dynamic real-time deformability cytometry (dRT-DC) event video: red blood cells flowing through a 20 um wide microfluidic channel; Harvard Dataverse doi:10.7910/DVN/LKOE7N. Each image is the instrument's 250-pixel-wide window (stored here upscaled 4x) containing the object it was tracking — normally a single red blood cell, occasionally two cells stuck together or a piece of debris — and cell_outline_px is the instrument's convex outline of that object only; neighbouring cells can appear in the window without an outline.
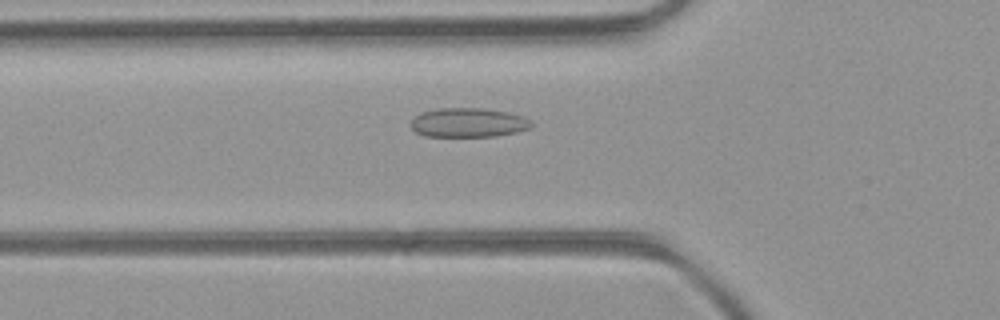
{"species": "common noctule bat (a hibernating species)", "species_latin": "Nyctalus noctula", "temperature_condition": "room temperature", "stored_images_in_passage": 48, "camera_frame_rate_fps": 3000, "um_per_image_px": 0.085, "animal": {"sex": "female", "body_mass_g": 21.9}, "frame": {"image": 1, "passage_image": 17, "time_ms": 5.333, "image_size_px": [1000, 320], "cell_outline_px": [[532, 128], [516, 132], [496, 136], [424, 136], [416, 132], [412, 128], [412, 120], [416, 116], [424, 112], [440, 108], [484, 108], [508, 112], [524, 116], [532, 120]], "centroid_in_image_um": [39.87, 10.42], "position_along_channel_um": 85.9, "area_um2": 20.52}}
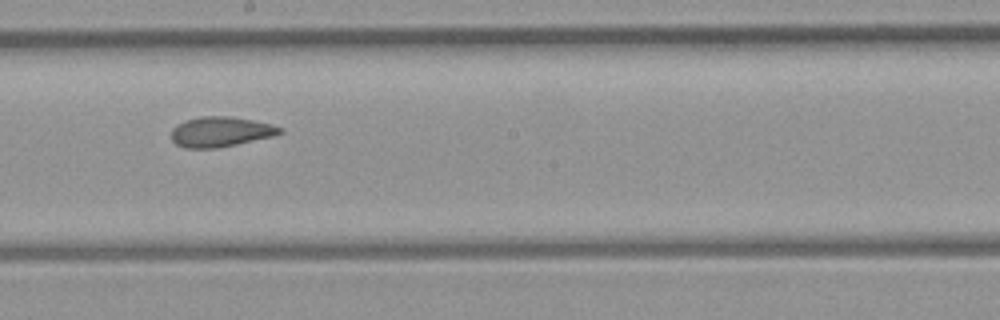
{"frame": {"image": 2, "passage_image": 27, "time_ms": 8.667, "image_size_px": [1000, 320], "cell_outline_px": [[284, 132], [276, 136], [216, 148], [184, 148], [176, 144], [172, 140], [172, 128], [176, 124], [200, 116], [228, 116], [252, 120], [272, 124], [284, 128]], "centroid_in_image_um": [18.79, 11.2], "position_along_channel_um": 229.4, "area_um2": 19.13}}
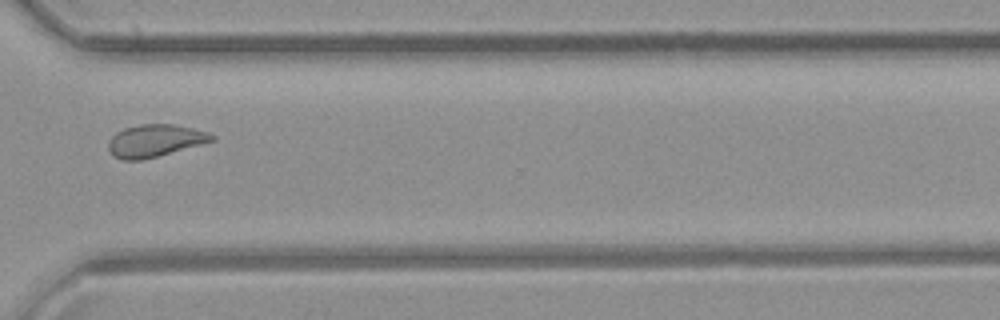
{"frame": {"image": 3, "passage_image": 36, "time_ms": 11.667, "image_size_px": [1000, 320], "cell_outline_px": [[216, 140], [156, 156], [140, 160], [120, 160], [108, 148], [108, 140], [116, 132], [124, 128], [140, 124], [172, 124], [192, 128], [208, 132], [216, 136]], "centroid_in_image_um": [13.17, 11.94], "position_along_channel_um": 357.4, "area_um2": 19.31}, "authors_computed_cell_mechanics": {"area_um2": 19.7965, "velocity_mm_per_s": 4.2695, "shape_relaxation_time_tau1_ms": null, "shape_relaxation_time_tau2_ms": 1.837, "deformation_change_tau1": null, "deformation_change_tau2": 0.0843}}